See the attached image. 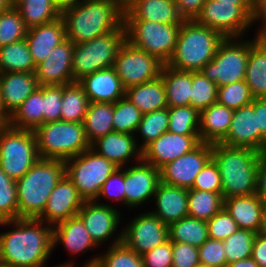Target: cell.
<instances>
[{
    "mask_svg": "<svg viewBox=\"0 0 266 267\" xmlns=\"http://www.w3.org/2000/svg\"><path fill=\"white\" fill-rule=\"evenodd\" d=\"M0 260L9 267H47L53 252V227L33 218L0 221ZM13 226V227H12Z\"/></svg>",
    "mask_w": 266,
    "mask_h": 267,
    "instance_id": "cell-1",
    "label": "cell"
},
{
    "mask_svg": "<svg viewBox=\"0 0 266 267\" xmlns=\"http://www.w3.org/2000/svg\"><path fill=\"white\" fill-rule=\"evenodd\" d=\"M66 38L73 44L90 41L119 29L124 13L109 0H83L61 12Z\"/></svg>",
    "mask_w": 266,
    "mask_h": 267,
    "instance_id": "cell-2",
    "label": "cell"
},
{
    "mask_svg": "<svg viewBox=\"0 0 266 267\" xmlns=\"http://www.w3.org/2000/svg\"><path fill=\"white\" fill-rule=\"evenodd\" d=\"M260 154L249 147L212 144V159L220 173L223 199L256 193Z\"/></svg>",
    "mask_w": 266,
    "mask_h": 267,
    "instance_id": "cell-3",
    "label": "cell"
},
{
    "mask_svg": "<svg viewBox=\"0 0 266 267\" xmlns=\"http://www.w3.org/2000/svg\"><path fill=\"white\" fill-rule=\"evenodd\" d=\"M65 175L61 159H41L16 181L18 218L38 219L47 204L50 193Z\"/></svg>",
    "mask_w": 266,
    "mask_h": 267,
    "instance_id": "cell-4",
    "label": "cell"
},
{
    "mask_svg": "<svg viewBox=\"0 0 266 267\" xmlns=\"http://www.w3.org/2000/svg\"><path fill=\"white\" fill-rule=\"evenodd\" d=\"M225 37L195 20H184L180 26L176 49L167 65L181 71L198 72L210 62Z\"/></svg>",
    "mask_w": 266,
    "mask_h": 267,
    "instance_id": "cell-5",
    "label": "cell"
},
{
    "mask_svg": "<svg viewBox=\"0 0 266 267\" xmlns=\"http://www.w3.org/2000/svg\"><path fill=\"white\" fill-rule=\"evenodd\" d=\"M33 132L41 159L66 161L91 148L83 122H48L36 127Z\"/></svg>",
    "mask_w": 266,
    "mask_h": 267,
    "instance_id": "cell-6",
    "label": "cell"
},
{
    "mask_svg": "<svg viewBox=\"0 0 266 267\" xmlns=\"http://www.w3.org/2000/svg\"><path fill=\"white\" fill-rule=\"evenodd\" d=\"M126 41V28L100 35L90 41L74 44L72 59L73 80L78 82L93 72L113 67L117 54Z\"/></svg>",
    "mask_w": 266,
    "mask_h": 267,
    "instance_id": "cell-7",
    "label": "cell"
},
{
    "mask_svg": "<svg viewBox=\"0 0 266 267\" xmlns=\"http://www.w3.org/2000/svg\"><path fill=\"white\" fill-rule=\"evenodd\" d=\"M257 43L255 37L225 38L219 45L214 58L200 71L217 87L245 79L250 49Z\"/></svg>",
    "mask_w": 266,
    "mask_h": 267,
    "instance_id": "cell-8",
    "label": "cell"
},
{
    "mask_svg": "<svg viewBox=\"0 0 266 267\" xmlns=\"http://www.w3.org/2000/svg\"><path fill=\"white\" fill-rule=\"evenodd\" d=\"M39 158L33 130L0 126V167L11 179L19 180Z\"/></svg>",
    "mask_w": 266,
    "mask_h": 267,
    "instance_id": "cell-9",
    "label": "cell"
},
{
    "mask_svg": "<svg viewBox=\"0 0 266 267\" xmlns=\"http://www.w3.org/2000/svg\"><path fill=\"white\" fill-rule=\"evenodd\" d=\"M64 162L66 176L84 201L96 200L102 185L119 168L92 148Z\"/></svg>",
    "mask_w": 266,
    "mask_h": 267,
    "instance_id": "cell-10",
    "label": "cell"
},
{
    "mask_svg": "<svg viewBox=\"0 0 266 267\" xmlns=\"http://www.w3.org/2000/svg\"><path fill=\"white\" fill-rule=\"evenodd\" d=\"M255 13L256 5H234L218 0H206L194 20L218 31L225 38H245L247 31L254 25Z\"/></svg>",
    "mask_w": 266,
    "mask_h": 267,
    "instance_id": "cell-11",
    "label": "cell"
},
{
    "mask_svg": "<svg viewBox=\"0 0 266 267\" xmlns=\"http://www.w3.org/2000/svg\"><path fill=\"white\" fill-rule=\"evenodd\" d=\"M126 40L167 64L176 49L181 24H162L147 20H124Z\"/></svg>",
    "mask_w": 266,
    "mask_h": 267,
    "instance_id": "cell-12",
    "label": "cell"
},
{
    "mask_svg": "<svg viewBox=\"0 0 266 267\" xmlns=\"http://www.w3.org/2000/svg\"><path fill=\"white\" fill-rule=\"evenodd\" d=\"M163 63L126 40L114 61L113 68L125 89L157 79L161 76Z\"/></svg>",
    "mask_w": 266,
    "mask_h": 267,
    "instance_id": "cell-13",
    "label": "cell"
},
{
    "mask_svg": "<svg viewBox=\"0 0 266 267\" xmlns=\"http://www.w3.org/2000/svg\"><path fill=\"white\" fill-rule=\"evenodd\" d=\"M121 214L115 203L112 205L109 202L98 203L94 200L85 201L77 215L84 222L92 240L102 249L101 245L108 241L110 243L113 240L109 244L110 246L122 241V229L118 228L123 222L121 221L123 220Z\"/></svg>",
    "mask_w": 266,
    "mask_h": 267,
    "instance_id": "cell-14",
    "label": "cell"
},
{
    "mask_svg": "<svg viewBox=\"0 0 266 267\" xmlns=\"http://www.w3.org/2000/svg\"><path fill=\"white\" fill-rule=\"evenodd\" d=\"M168 240V225L150 211L138 213L122 227V242L138 255H143Z\"/></svg>",
    "mask_w": 266,
    "mask_h": 267,
    "instance_id": "cell-15",
    "label": "cell"
},
{
    "mask_svg": "<svg viewBox=\"0 0 266 267\" xmlns=\"http://www.w3.org/2000/svg\"><path fill=\"white\" fill-rule=\"evenodd\" d=\"M212 158V144L201 142L191 152L160 168V182L190 189L196 176Z\"/></svg>",
    "mask_w": 266,
    "mask_h": 267,
    "instance_id": "cell-16",
    "label": "cell"
},
{
    "mask_svg": "<svg viewBox=\"0 0 266 267\" xmlns=\"http://www.w3.org/2000/svg\"><path fill=\"white\" fill-rule=\"evenodd\" d=\"M159 183L160 169L143 160L124 167L126 208L138 209L141 205L149 204L150 199L152 202Z\"/></svg>",
    "mask_w": 266,
    "mask_h": 267,
    "instance_id": "cell-17",
    "label": "cell"
},
{
    "mask_svg": "<svg viewBox=\"0 0 266 267\" xmlns=\"http://www.w3.org/2000/svg\"><path fill=\"white\" fill-rule=\"evenodd\" d=\"M200 143V135H180L167 131L142 150V160L160 169L166 163L191 152Z\"/></svg>",
    "mask_w": 266,
    "mask_h": 267,
    "instance_id": "cell-18",
    "label": "cell"
},
{
    "mask_svg": "<svg viewBox=\"0 0 266 267\" xmlns=\"http://www.w3.org/2000/svg\"><path fill=\"white\" fill-rule=\"evenodd\" d=\"M84 202L77 188L65 174L50 193L45 209L38 219L54 227L76 216Z\"/></svg>",
    "mask_w": 266,
    "mask_h": 267,
    "instance_id": "cell-19",
    "label": "cell"
},
{
    "mask_svg": "<svg viewBox=\"0 0 266 267\" xmlns=\"http://www.w3.org/2000/svg\"><path fill=\"white\" fill-rule=\"evenodd\" d=\"M230 147H249L266 152V139L257 128L254 100L251 104L234 110L227 136L220 142Z\"/></svg>",
    "mask_w": 266,
    "mask_h": 267,
    "instance_id": "cell-20",
    "label": "cell"
},
{
    "mask_svg": "<svg viewBox=\"0 0 266 267\" xmlns=\"http://www.w3.org/2000/svg\"><path fill=\"white\" fill-rule=\"evenodd\" d=\"M73 50L74 44L66 38L51 51L47 59L36 66L35 75L39 86L75 82L72 74Z\"/></svg>",
    "mask_w": 266,
    "mask_h": 267,
    "instance_id": "cell-21",
    "label": "cell"
},
{
    "mask_svg": "<svg viewBox=\"0 0 266 267\" xmlns=\"http://www.w3.org/2000/svg\"><path fill=\"white\" fill-rule=\"evenodd\" d=\"M91 148L119 168L142 160L136 137L129 133H108L94 141Z\"/></svg>",
    "mask_w": 266,
    "mask_h": 267,
    "instance_id": "cell-22",
    "label": "cell"
},
{
    "mask_svg": "<svg viewBox=\"0 0 266 267\" xmlns=\"http://www.w3.org/2000/svg\"><path fill=\"white\" fill-rule=\"evenodd\" d=\"M154 208L149 210L164 224H171L188 217V189L160 182L153 199Z\"/></svg>",
    "mask_w": 266,
    "mask_h": 267,
    "instance_id": "cell-23",
    "label": "cell"
},
{
    "mask_svg": "<svg viewBox=\"0 0 266 267\" xmlns=\"http://www.w3.org/2000/svg\"><path fill=\"white\" fill-rule=\"evenodd\" d=\"M78 83L83 87L90 102L116 103L126 92L113 67L88 74Z\"/></svg>",
    "mask_w": 266,
    "mask_h": 267,
    "instance_id": "cell-24",
    "label": "cell"
},
{
    "mask_svg": "<svg viewBox=\"0 0 266 267\" xmlns=\"http://www.w3.org/2000/svg\"><path fill=\"white\" fill-rule=\"evenodd\" d=\"M52 244L53 251L59 244H62L65 251L73 255L71 257H78L84 253L86 254L87 251L98 249V246L92 240L90 233L86 229L84 222L78 215L60 222L53 227Z\"/></svg>",
    "mask_w": 266,
    "mask_h": 267,
    "instance_id": "cell-25",
    "label": "cell"
},
{
    "mask_svg": "<svg viewBox=\"0 0 266 267\" xmlns=\"http://www.w3.org/2000/svg\"><path fill=\"white\" fill-rule=\"evenodd\" d=\"M27 40L35 66L43 62L51 51L66 39L65 24L62 17L28 29Z\"/></svg>",
    "mask_w": 266,
    "mask_h": 267,
    "instance_id": "cell-26",
    "label": "cell"
},
{
    "mask_svg": "<svg viewBox=\"0 0 266 267\" xmlns=\"http://www.w3.org/2000/svg\"><path fill=\"white\" fill-rule=\"evenodd\" d=\"M39 88L35 73H0V91L5 111L11 116L14 111Z\"/></svg>",
    "mask_w": 266,
    "mask_h": 267,
    "instance_id": "cell-27",
    "label": "cell"
},
{
    "mask_svg": "<svg viewBox=\"0 0 266 267\" xmlns=\"http://www.w3.org/2000/svg\"><path fill=\"white\" fill-rule=\"evenodd\" d=\"M264 200L255 194L224 199V208L236 221L239 229L259 233L262 225Z\"/></svg>",
    "mask_w": 266,
    "mask_h": 267,
    "instance_id": "cell-28",
    "label": "cell"
},
{
    "mask_svg": "<svg viewBox=\"0 0 266 267\" xmlns=\"http://www.w3.org/2000/svg\"><path fill=\"white\" fill-rule=\"evenodd\" d=\"M124 20H147L162 24H182L175 0H137L124 12Z\"/></svg>",
    "mask_w": 266,
    "mask_h": 267,
    "instance_id": "cell-29",
    "label": "cell"
},
{
    "mask_svg": "<svg viewBox=\"0 0 266 267\" xmlns=\"http://www.w3.org/2000/svg\"><path fill=\"white\" fill-rule=\"evenodd\" d=\"M234 109L219 103L200 112L199 135L201 142L220 143L228 134Z\"/></svg>",
    "mask_w": 266,
    "mask_h": 267,
    "instance_id": "cell-30",
    "label": "cell"
},
{
    "mask_svg": "<svg viewBox=\"0 0 266 267\" xmlns=\"http://www.w3.org/2000/svg\"><path fill=\"white\" fill-rule=\"evenodd\" d=\"M127 97L142 114L168 108L167 96L161 77L126 89Z\"/></svg>",
    "mask_w": 266,
    "mask_h": 267,
    "instance_id": "cell-31",
    "label": "cell"
},
{
    "mask_svg": "<svg viewBox=\"0 0 266 267\" xmlns=\"http://www.w3.org/2000/svg\"><path fill=\"white\" fill-rule=\"evenodd\" d=\"M160 77L163 80L168 107L190 106L192 71L177 70L165 64Z\"/></svg>",
    "mask_w": 266,
    "mask_h": 267,
    "instance_id": "cell-32",
    "label": "cell"
},
{
    "mask_svg": "<svg viewBox=\"0 0 266 267\" xmlns=\"http://www.w3.org/2000/svg\"><path fill=\"white\" fill-rule=\"evenodd\" d=\"M114 103L90 102L83 120L86 137L90 144L113 128Z\"/></svg>",
    "mask_w": 266,
    "mask_h": 267,
    "instance_id": "cell-33",
    "label": "cell"
},
{
    "mask_svg": "<svg viewBox=\"0 0 266 267\" xmlns=\"http://www.w3.org/2000/svg\"><path fill=\"white\" fill-rule=\"evenodd\" d=\"M8 124L17 129L34 130L44 124L43 85L34 91L10 116Z\"/></svg>",
    "mask_w": 266,
    "mask_h": 267,
    "instance_id": "cell-34",
    "label": "cell"
},
{
    "mask_svg": "<svg viewBox=\"0 0 266 267\" xmlns=\"http://www.w3.org/2000/svg\"><path fill=\"white\" fill-rule=\"evenodd\" d=\"M35 70L36 66L26 39L0 47V73H35Z\"/></svg>",
    "mask_w": 266,
    "mask_h": 267,
    "instance_id": "cell-35",
    "label": "cell"
},
{
    "mask_svg": "<svg viewBox=\"0 0 266 267\" xmlns=\"http://www.w3.org/2000/svg\"><path fill=\"white\" fill-rule=\"evenodd\" d=\"M13 6L18 10L28 29L61 17V12L51 0H17Z\"/></svg>",
    "mask_w": 266,
    "mask_h": 267,
    "instance_id": "cell-36",
    "label": "cell"
},
{
    "mask_svg": "<svg viewBox=\"0 0 266 267\" xmlns=\"http://www.w3.org/2000/svg\"><path fill=\"white\" fill-rule=\"evenodd\" d=\"M168 234L171 242L187 243L198 248L209 238L206 221L192 217L169 224Z\"/></svg>",
    "mask_w": 266,
    "mask_h": 267,
    "instance_id": "cell-37",
    "label": "cell"
},
{
    "mask_svg": "<svg viewBox=\"0 0 266 267\" xmlns=\"http://www.w3.org/2000/svg\"><path fill=\"white\" fill-rule=\"evenodd\" d=\"M107 251L100 255H93L86 259L83 265H96L97 267H144L142 256L126 246L122 241L109 246Z\"/></svg>",
    "mask_w": 266,
    "mask_h": 267,
    "instance_id": "cell-38",
    "label": "cell"
},
{
    "mask_svg": "<svg viewBox=\"0 0 266 267\" xmlns=\"http://www.w3.org/2000/svg\"><path fill=\"white\" fill-rule=\"evenodd\" d=\"M244 80L254 98H266V50L258 42L250 49Z\"/></svg>",
    "mask_w": 266,
    "mask_h": 267,
    "instance_id": "cell-39",
    "label": "cell"
},
{
    "mask_svg": "<svg viewBox=\"0 0 266 267\" xmlns=\"http://www.w3.org/2000/svg\"><path fill=\"white\" fill-rule=\"evenodd\" d=\"M188 217L210 220L224 207L222 192L188 189Z\"/></svg>",
    "mask_w": 266,
    "mask_h": 267,
    "instance_id": "cell-40",
    "label": "cell"
},
{
    "mask_svg": "<svg viewBox=\"0 0 266 267\" xmlns=\"http://www.w3.org/2000/svg\"><path fill=\"white\" fill-rule=\"evenodd\" d=\"M89 103L83 87L78 82L63 85L61 121L83 122Z\"/></svg>",
    "mask_w": 266,
    "mask_h": 267,
    "instance_id": "cell-41",
    "label": "cell"
},
{
    "mask_svg": "<svg viewBox=\"0 0 266 267\" xmlns=\"http://www.w3.org/2000/svg\"><path fill=\"white\" fill-rule=\"evenodd\" d=\"M168 128V108H163L147 114H143L135 133L139 148L143 150L147 145L156 140L164 132H167ZM137 136H139V138H137ZM139 139H141V142Z\"/></svg>",
    "mask_w": 266,
    "mask_h": 267,
    "instance_id": "cell-42",
    "label": "cell"
},
{
    "mask_svg": "<svg viewBox=\"0 0 266 267\" xmlns=\"http://www.w3.org/2000/svg\"><path fill=\"white\" fill-rule=\"evenodd\" d=\"M168 131L180 135H199L200 112L191 106L168 107Z\"/></svg>",
    "mask_w": 266,
    "mask_h": 267,
    "instance_id": "cell-43",
    "label": "cell"
},
{
    "mask_svg": "<svg viewBox=\"0 0 266 267\" xmlns=\"http://www.w3.org/2000/svg\"><path fill=\"white\" fill-rule=\"evenodd\" d=\"M142 115L141 111L127 97L119 99L114 103V132L135 135Z\"/></svg>",
    "mask_w": 266,
    "mask_h": 267,
    "instance_id": "cell-44",
    "label": "cell"
},
{
    "mask_svg": "<svg viewBox=\"0 0 266 267\" xmlns=\"http://www.w3.org/2000/svg\"><path fill=\"white\" fill-rule=\"evenodd\" d=\"M27 31L24 20L13 5L0 13V47L25 39Z\"/></svg>",
    "mask_w": 266,
    "mask_h": 267,
    "instance_id": "cell-45",
    "label": "cell"
},
{
    "mask_svg": "<svg viewBox=\"0 0 266 267\" xmlns=\"http://www.w3.org/2000/svg\"><path fill=\"white\" fill-rule=\"evenodd\" d=\"M216 83L210 81L200 71L192 72L190 106L199 112L217 102Z\"/></svg>",
    "mask_w": 266,
    "mask_h": 267,
    "instance_id": "cell-46",
    "label": "cell"
},
{
    "mask_svg": "<svg viewBox=\"0 0 266 267\" xmlns=\"http://www.w3.org/2000/svg\"><path fill=\"white\" fill-rule=\"evenodd\" d=\"M255 236L252 231L238 229L223 240L227 264L251 257Z\"/></svg>",
    "mask_w": 266,
    "mask_h": 267,
    "instance_id": "cell-47",
    "label": "cell"
},
{
    "mask_svg": "<svg viewBox=\"0 0 266 267\" xmlns=\"http://www.w3.org/2000/svg\"><path fill=\"white\" fill-rule=\"evenodd\" d=\"M253 100L254 97L245 80L220 86L217 90V103L234 110L251 104Z\"/></svg>",
    "mask_w": 266,
    "mask_h": 267,
    "instance_id": "cell-48",
    "label": "cell"
},
{
    "mask_svg": "<svg viewBox=\"0 0 266 267\" xmlns=\"http://www.w3.org/2000/svg\"><path fill=\"white\" fill-rule=\"evenodd\" d=\"M18 218L16 181L0 167V221Z\"/></svg>",
    "mask_w": 266,
    "mask_h": 267,
    "instance_id": "cell-49",
    "label": "cell"
},
{
    "mask_svg": "<svg viewBox=\"0 0 266 267\" xmlns=\"http://www.w3.org/2000/svg\"><path fill=\"white\" fill-rule=\"evenodd\" d=\"M63 85H43L44 124L61 121Z\"/></svg>",
    "mask_w": 266,
    "mask_h": 267,
    "instance_id": "cell-50",
    "label": "cell"
},
{
    "mask_svg": "<svg viewBox=\"0 0 266 267\" xmlns=\"http://www.w3.org/2000/svg\"><path fill=\"white\" fill-rule=\"evenodd\" d=\"M206 223L209 238L215 240H225L239 229L224 207Z\"/></svg>",
    "mask_w": 266,
    "mask_h": 267,
    "instance_id": "cell-51",
    "label": "cell"
},
{
    "mask_svg": "<svg viewBox=\"0 0 266 267\" xmlns=\"http://www.w3.org/2000/svg\"><path fill=\"white\" fill-rule=\"evenodd\" d=\"M104 199L112 200L113 203H121L125 207L124 167L118 168L108 177L95 201L101 203Z\"/></svg>",
    "mask_w": 266,
    "mask_h": 267,
    "instance_id": "cell-52",
    "label": "cell"
},
{
    "mask_svg": "<svg viewBox=\"0 0 266 267\" xmlns=\"http://www.w3.org/2000/svg\"><path fill=\"white\" fill-rule=\"evenodd\" d=\"M199 262L210 267H226L227 260L223 240L208 238L198 248Z\"/></svg>",
    "mask_w": 266,
    "mask_h": 267,
    "instance_id": "cell-53",
    "label": "cell"
},
{
    "mask_svg": "<svg viewBox=\"0 0 266 267\" xmlns=\"http://www.w3.org/2000/svg\"><path fill=\"white\" fill-rule=\"evenodd\" d=\"M190 189L208 191V192H221L222 181L218 167L214 160L211 158L204 168L198 173Z\"/></svg>",
    "mask_w": 266,
    "mask_h": 267,
    "instance_id": "cell-54",
    "label": "cell"
},
{
    "mask_svg": "<svg viewBox=\"0 0 266 267\" xmlns=\"http://www.w3.org/2000/svg\"><path fill=\"white\" fill-rule=\"evenodd\" d=\"M141 256L144 267H172V242L168 240Z\"/></svg>",
    "mask_w": 266,
    "mask_h": 267,
    "instance_id": "cell-55",
    "label": "cell"
},
{
    "mask_svg": "<svg viewBox=\"0 0 266 267\" xmlns=\"http://www.w3.org/2000/svg\"><path fill=\"white\" fill-rule=\"evenodd\" d=\"M172 267H195L199 264L198 247L172 242Z\"/></svg>",
    "mask_w": 266,
    "mask_h": 267,
    "instance_id": "cell-56",
    "label": "cell"
},
{
    "mask_svg": "<svg viewBox=\"0 0 266 267\" xmlns=\"http://www.w3.org/2000/svg\"><path fill=\"white\" fill-rule=\"evenodd\" d=\"M180 15L184 20H194L206 0H175Z\"/></svg>",
    "mask_w": 266,
    "mask_h": 267,
    "instance_id": "cell-57",
    "label": "cell"
},
{
    "mask_svg": "<svg viewBox=\"0 0 266 267\" xmlns=\"http://www.w3.org/2000/svg\"><path fill=\"white\" fill-rule=\"evenodd\" d=\"M251 257L259 267H266V237L260 233L255 236Z\"/></svg>",
    "mask_w": 266,
    "mask_h": 267,
    "instance_id": "cell-58",
    "label": "cell"
},
{
    "mask_svg": "<svg viewBox=\"0 0 266 267\" xmlns=\"http://www.w3.org/2000/svg\"><path fill=\"white\" fill-rule=\"evenodd\" d=\"M256 194L266 202V153H261L258 161Z\"/></svg>",
    "mask_w": 266,
    "mask_h": 267,
    "instance_id": "cell-59",
    "label": "cell"
},
{
    "mask_svg": "<svg viewBox=\"0 0 266 267\" xmlns=\"http://www.w3.org/2000/svg\"><path fill=\"white\" fill-rule=\"evenodd\" d=\"M257 128L266 139V98H254Z\"/></svg>",
    "mask_w": 266,
    "mask_h": 267,
    "instance_id": "cell-60",
    "label": "cell"
},
{
    "mask_svg": "<svg viewBox=\"0 0 266 267\" xmlns=\"http://www.w3.org/2000/svg\"><path fill=\"white\" fill-rule=\"evenodd\" d=\"M258 23L259 26L255 32L266 33V0H256V13L254 17V24Z\"/></svg>",
    "mask_w": 266,
    "mask_h": 267,
    "instance_id": "cell-61",
    "label": "cell"
},
{
    "mask_svg": "<svg viewBox=\"0 0 266 267\" xmlns=\"http://www.w3.org/2000/svg\"><path fill=\"white\" fill-rule=\"evenodd\" d=\"M57 9L62 12L63 10L76 6L83 0H51Z\"/></svg>",
    "mask_w": 266,
    "mask_h": 267,
    "instance_id": "cell-62",
    "label": "cell"
},
{
    "mask_svg": "<svg viewBox=\"0 0 266 267\" xmlns=\"http://www.w3.org/2000/svg\"><path fill=\"white\" fill-rule=\"evenodd\" d=\"M226 267H259V265L253 260L252 257L242 259L230 264H227Z\"/></svg>",
    "mask_w": 266,
    "mask_h": 267,
    "instance_id": "cell-63",
    "label": "cell"
},
{
    "mask_svg": "<svg viewBox=\"0 0 266 267\" xmlns=\"http://www.w3.org/2000/svg\"><path fill=\"white\" fill-rule=\"evenodd\" d=\"M109 1L113 2L124 13L137 0H109Z\"/></svg>",
    "mask_w": 266,
    "mask_h": 267,
    "instance_id": "cell-64",
    "label": "cell"
},
{
    "mask_svg": "<svg viewBox=\"0 0 266 267\" xmlns=\"http://www.w3.org/2000/svg\"><path fill=\"white\" fill-rule=\"evenodd\" d=\"M10 115L5 111L0 91V124H8Z\"/></svg>",
    "mask_w": 266,
    "mask_h": 267,
    "instance_id": "cell-65",
    "label": "cell"
},
{
    "mask_svg": "<svg viewBox=\"0 0 266 267\" xmlns=\"http://www.w3.org/2000/svg\"><path fill=\"white\" fill-rule=\"evenodd\" d=\"M226 3H232L234 5H256V0H218Z\"/></svg>",
    "mask_w": 266,
    "mask_h": 267,
    "instance_id": "cell-66",
    "label": "cell"
},
{
    "mask_svg": "<svg viewBox=\"0 0 266 267\" xmlns=\"http://www.w3.org/2000/svg\"><path fill=\"white\" fill-rule=\"evenodd\" d=\"M255 38H256L257 42L266 50V33L256 32Z\"/></svg>",
    "mask_w": 266,
    "mask_h": 267,
    "instance_id": "cell-67",
    "label": "cell"
},
{
    "mask_svg": "<svg viewBox=\"0 0 266 267\" xmlns=\"http://www.w3.org/2000/svg\"><path fill=\"white\" fill-rule=\"evenodd\" d=\"M259 233L266 237V202L264 204L263 208V214H262V225Z\"/></svg>",
    "mask_w": 266,
    "mask_h": 267,
    "instance_id": "cell-68",
    "label": "cell"
},
{
    "mask_svg": "<svg viewBox=\"0 0 266 267\" xmlns=\"http://www.w3.org/2000/svg\"><path fill=\"white\" fill-rule=\"evenodd\" d=\"M56 266L76 267V263L74 262V260L72 258V260L70 262L67 261V262H64L63 264L61 263V265L57 264ZM80 267H97V266L96 265H82Z\"/></svg>",
    "mask_w": 266,
    "mask_h": 267,
    "instance_id": "cell-69",
    "label": "cell"
},
{
    "mask_svg": "<svg viewBox=\"0 0 266 267\" xmlns=\"http://www.w3.org/2000/svg\"><path fill=\"white\" fill-rule=\"evenodd\" d=\"M12 3L9 0H0V13L7 10Z\"/></svg>",
    "mask_w": 266,
    "mask_h": 267,
    "instance_id": "cell-70",
    "label": "cell"
},
{
    "mask_svg": "<svg viewBox=\"0 0 266 267\" xmlns=\"http://www.w3.org/2000/svg\"><path fill=\"white\" fill-rule=\"evenodd\" d=\"M195 267H210V266L199 263V264H197Z\"/></svg>",
    "mask_w": 266,
    "mask_h": 267,
    "instance_id": "cell-71",
    "label": "cell"
},
{
    "mask_svg": "<svg viewBox=\"0 0 266 267\" xmlns=\"http://www.w3.org/2000/svg\"><path fill=\"white\" fill-rule=\"evenodd\" d=\"M0 267H9V266L0 260Z\"/></svg>",
    "mask_w": 266,
    "mask_h": 267,
    "instance_id": "cell-72",
    "label": "cell"
},
{
    "mask_svg": "<svg viewBox=\"0 0 266 267\" xmlns=\"http://www.w3.org/2000/svg\"><path fill=\"white\" fill-rule=\"evenodd\" d=\"M11 3H12V5L17 1V0H9Z\"/></svg>",
    "mask_w": 266,
    "mask_h": 267,
    "instance_id": "cell-73",
    "label": "cell"
}]
</instances>
